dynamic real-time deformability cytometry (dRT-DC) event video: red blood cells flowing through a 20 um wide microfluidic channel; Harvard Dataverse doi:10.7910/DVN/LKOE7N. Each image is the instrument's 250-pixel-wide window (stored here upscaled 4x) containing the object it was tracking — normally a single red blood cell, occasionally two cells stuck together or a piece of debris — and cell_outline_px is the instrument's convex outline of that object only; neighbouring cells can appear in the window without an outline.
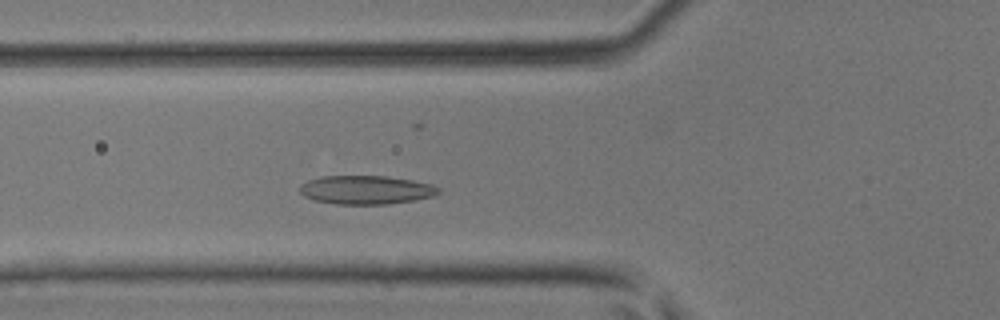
{"species": "common noctule bat (a hibernating species)", "species_latin": "Nyctalus noctula", "temperature_condition": "room temperature", "stored_images_in_passage": 42, "camera_frame_rate_fps": 3000, "um_per_image_px": 0.085, "animal": {"sex": "male", "body_mass_g": 17.9, "forearm_length_mm": 54.2}, "frame": {"image": 1, "passage_image": 11, "time_ms": 3.333, "image_size_px": [1000, 320], "cell_outline_px": [[440, 192], [432, 196], [412, 200], [388, 204], [336, 204], [316, 200], [304, 196], [300, 192], [300, 184], [308, 180], [324, 176], [388, 176], [412, 180], [432, 184], [440, 188]], "centroid_in_image_um": [31.11, 16.13], "position_along_channel_um": 94.7, "area_um2": 23.06}}
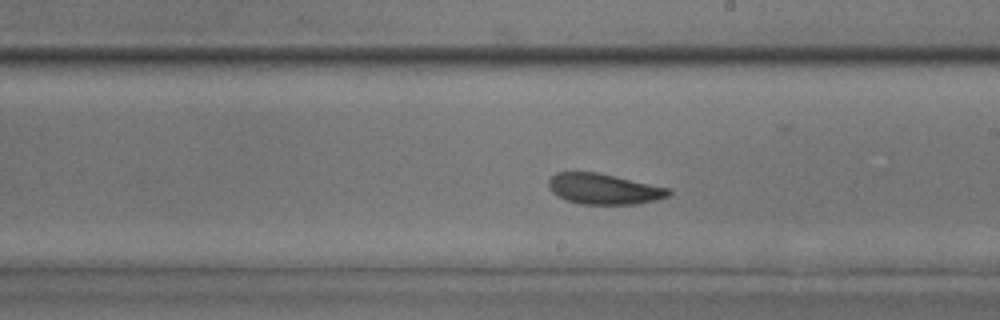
{"frame": {"image": 2, "passage_image": 21, "time_ms": 6.667, "image_size_px": [1000, 320], "cell_outline_px": [[672, 192], [668, 196], [656, 200], [636, 204], [580, 204], [568, 200], [552, 192], [548, 184], [548, 180], [556, 172], [596, 172], [668, 188]], "centroid_in_image_um": [51.31, 16.06], "position_along_channel_um": 237.7, "area_um2": 21.1}}
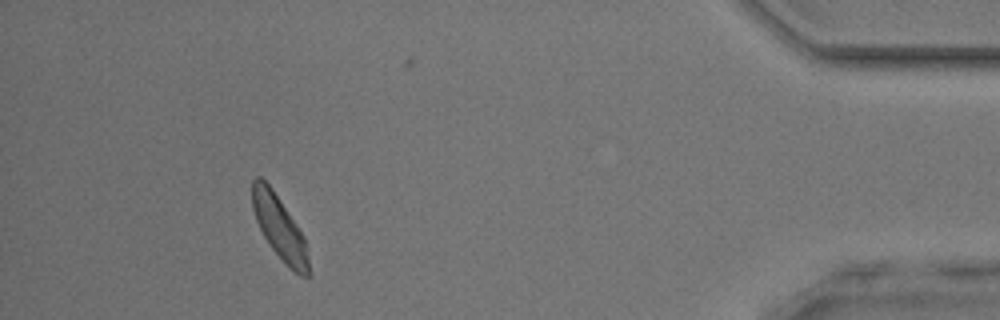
{"frame": {"image": 3, "passage_image": 37, "time_ms": 12.0, "image_size_px": [1000, 320], "cell_outline_px": [[308, 276], [300, 276], [288, 268], [272, 248], [264, 236], [256, 220], [252, 208], [252, 180], [256, 176], [260, 176], [272, 188], [304, 236], [308, 260]], "centroid_in_image_um": [23.73, 19.33], "position_along_channel_um": 411.5, "area_um2": 20.52}}